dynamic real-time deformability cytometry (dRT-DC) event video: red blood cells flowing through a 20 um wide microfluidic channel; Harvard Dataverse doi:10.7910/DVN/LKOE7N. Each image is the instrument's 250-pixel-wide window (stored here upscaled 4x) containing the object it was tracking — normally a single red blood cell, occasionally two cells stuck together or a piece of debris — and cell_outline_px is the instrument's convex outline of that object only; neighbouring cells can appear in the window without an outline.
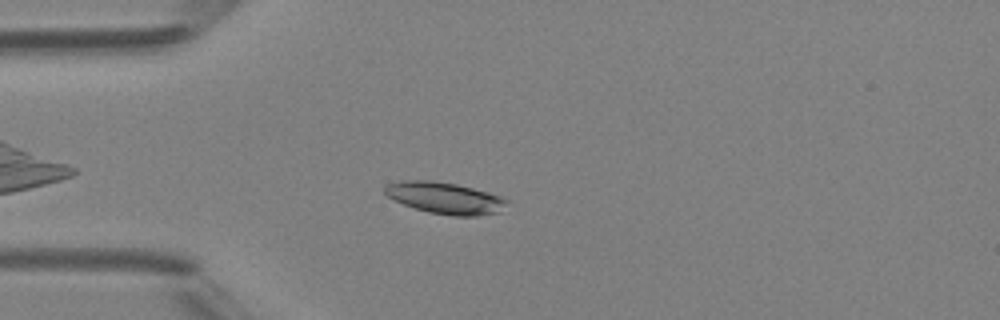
{"species": "Egyptian fruit bat (a non-hibernating species)", "species_latin": "Rousettus aegyptiacus", "temperature_condition": "room temperature", "stored_images_in_passage": 5, "camera_frame_rate_fps": 3000, "um_per_image_px": 0.085, "animal": {"sex": "female"}, "frame": {"image": 1, "passage_image": 5, "time_ms": 5.333, "image_size_px": [1000, 320], "cell_outline_px": [[508, 200], [500, 212], [476, 216], [452, 216], [428, 212], [404, 204], [388, 196], [384, 192], [384, 188], [388, 184], [404, 180], [432, 180], [456, 184], [488, 192], [500, 196]], "centroid_in_image_um": [37.83, 16.83], "position_along_channel_um": 47.2, "area_um2": 22.25}}